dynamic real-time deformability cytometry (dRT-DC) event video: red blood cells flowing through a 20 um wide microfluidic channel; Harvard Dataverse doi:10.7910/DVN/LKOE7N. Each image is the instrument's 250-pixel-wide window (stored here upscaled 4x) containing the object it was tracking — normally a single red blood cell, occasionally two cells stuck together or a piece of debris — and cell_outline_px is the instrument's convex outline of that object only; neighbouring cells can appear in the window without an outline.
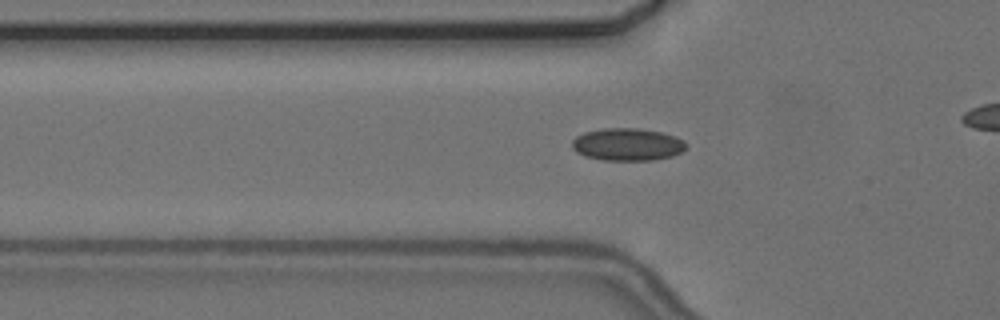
{"species": "common noctule bat (a hibernating species)", "species_latin": "Nyctalus noctula", "temperature_condition": "cold", "stored_images_in_passage": 39, "camera_frame_rate_fps": 3000, "um_per_image_px": 0.085, "animal": {"sex": "female", "body_mass_g": 24.6, "forearm_length_mm": 56.2}, "frame": {"image": 1, "passage_image": 12, "time_ms": 3.667, "image_size_px": [1000, 320], "cell_outline_px": [[688, 148], [672, 156], [652, 160], [604, 160], [584, 156], [576, 152], [572, 148], [572, 140], [576, 136], [584, 132], [604, 128], [636, 128], [660, 132], [676, 136], [684, 140], [688, 144]], "centroid_in_image_um": [53.34, 12.27], "position_along_channel_um": 72.5, "area_um2": 21.73}}
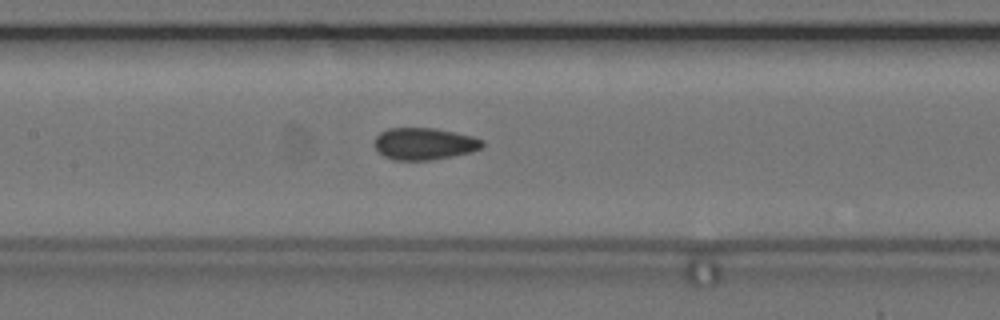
{"frame": {"image": 2, "passage_image": 20, "time_ms": 6.333, "image_size_px": [1000, 320], "cell_outline_px": [[484, 144], [480, 148], [472, 152], [432, 160], [392, 160], [384, 156], [372, 144], [376, 136], [380, 132], [388, 128], [436, 128], [456, 132], [472, 136], [484, 140]], "centroid_in_image_um": [36.05, 12.21], "position_along_channel_um": 171.3, "area_um2": 20.29}}
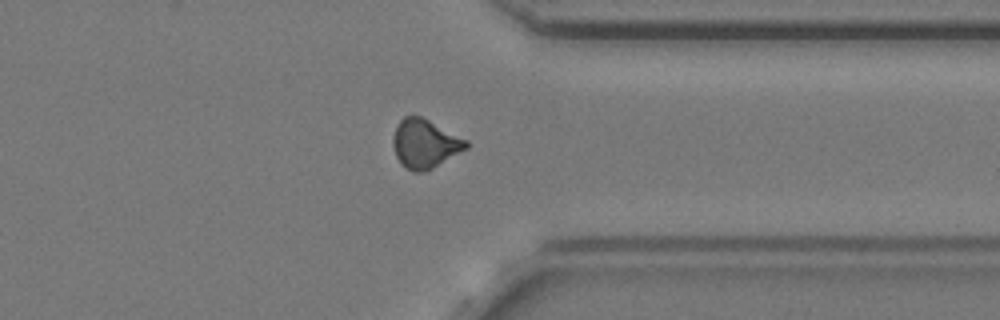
{"frame": {"image": 3, "passage_image": 37, "time_ms": 12.0, "image_size_px": [1000, 320], "cell_outline_px": [[468, 148], [432, 168], [424, 172], [412, 172], [400, 164], [396, 156], [392, 144], [392, 140], [396, 128], [400, 120], [404, 116], [420, 116], [468, 140]], "centroid_in_image_um": [36.1, 12.23], "position_along_channel_um": 375.3, "area_um2": 20.69}}